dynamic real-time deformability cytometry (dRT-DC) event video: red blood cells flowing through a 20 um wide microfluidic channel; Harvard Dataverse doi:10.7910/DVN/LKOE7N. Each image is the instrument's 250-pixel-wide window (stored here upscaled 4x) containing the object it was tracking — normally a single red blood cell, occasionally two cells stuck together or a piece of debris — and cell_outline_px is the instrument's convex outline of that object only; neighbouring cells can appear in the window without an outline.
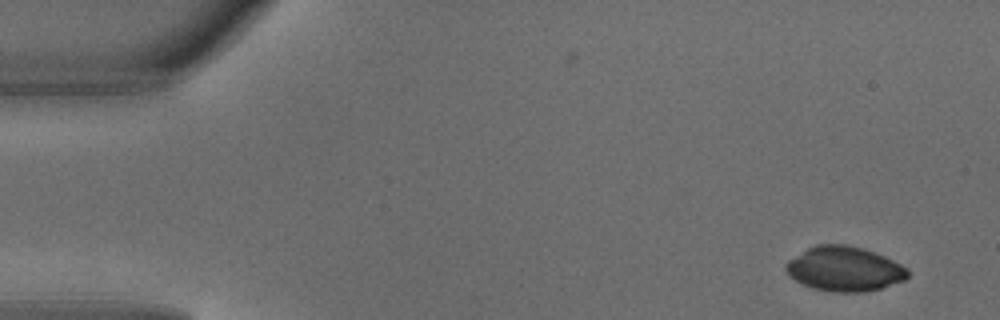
{"species": "common noctule bat (a hibernating species)", "species_latin": "Nyctalus noctula", "temperature_condition": "warm", "stored_images_in_passage": 2, "camera_frame_rate_fps": 3000, "um_per_image_px": 0.085, "animal": {"sex": "male", "body_mass_g": 18.8}, "frame": {"image": 1, "passage_image": 2, "time_ms": 0.333, "image_size_px": [1000, 320], "cell_outline_px": [[908, 276], [904, 280], [880, 288], [864, 292], [832, 292], [812, 288], [788, 276], [784, 268], [784, 264], [788, 260], [808, 248], [816, 244], [848, 244], [864, 248], [884, 256], [908, 268]], "centroid_in_image_um": [71.75, 22.85], "position_along_channel_um": 13.3, "area_um2": 31.79}}